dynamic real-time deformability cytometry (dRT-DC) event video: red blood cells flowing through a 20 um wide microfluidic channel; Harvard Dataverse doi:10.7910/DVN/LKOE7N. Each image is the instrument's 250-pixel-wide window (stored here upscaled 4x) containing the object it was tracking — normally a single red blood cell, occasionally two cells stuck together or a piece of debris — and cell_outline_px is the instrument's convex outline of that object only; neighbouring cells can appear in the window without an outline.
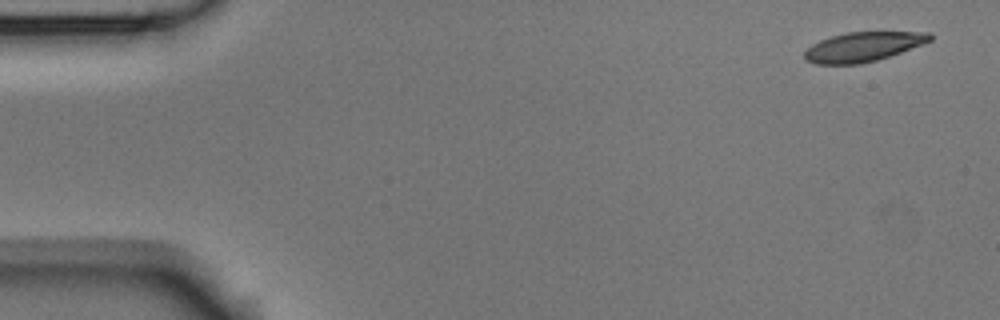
{"species": "Egyptian fruit bat (a non-hibernating species)", "species_latin": "Rousettus aegyptiacus", "temperature_condition": "room temperature", "stored_images_in_passage": 7, "camera_frame_rate_fps": 3000, "um_per_image_px": 0.085, "animal": {"sex": "male"}, "frame": {"image": 1, "passage_image": 1, "time_ms": 0.0, "image_size_px": [1000, 320], "cell_outline_px": [[932, 40], [924, 44], [876, 60], [860, 64], [816, 64], [804, 60], [804, 52], [812, 44], [820, 40], [832, 36], [848, 32], [932, 32]], "centroid_in_image_um": [73.36, 3.98], "position_along_channel_um": 11.6, "area_um2": 21.5}}
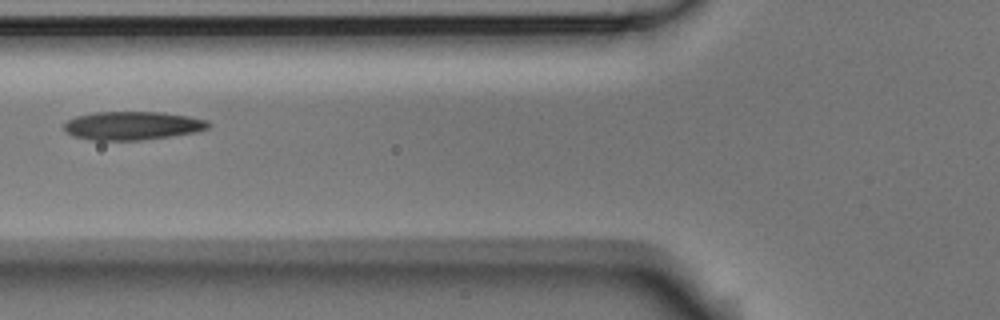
{"frame": {"image": 2, "passage_image": 6, "time_ms": 1.667, "image_size_px": [1000, 320], "cell_outline_px": [[212, 124], [208, 128], [196, 132], [140, 140], [92, 140], [72, 136], [64, 132], [64, 124], [68, 120], [76, 116], [96, 112], [160, 112], [188, 116], [208, 120]], "centroid_in_image_um": [11.24, 10.68], "position_along_channel_um": 114.6, "area_um2": 23.93}}
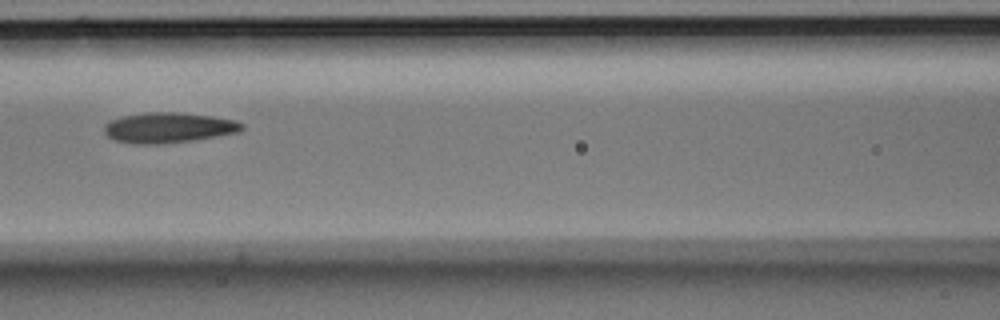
{"frame": {"image": 3, "passage_image": 7, "time_ms": 2.0, "image_size_px": [1000, 320], "cell_outline_px": [[244, 128], [240, 132], [192, 140], [160, 144], [132, 144], [116, 140], [108, 136], [104, 132], [104, 124], [108, 120], [120, 116], [148, 112], [176, 112], [212, 116], [236, 120], [244, 124]], "centroid_in_image_um": [14.3, 10.84], "position_along_channel_um": 152.3, "area_um2": 24.51}}